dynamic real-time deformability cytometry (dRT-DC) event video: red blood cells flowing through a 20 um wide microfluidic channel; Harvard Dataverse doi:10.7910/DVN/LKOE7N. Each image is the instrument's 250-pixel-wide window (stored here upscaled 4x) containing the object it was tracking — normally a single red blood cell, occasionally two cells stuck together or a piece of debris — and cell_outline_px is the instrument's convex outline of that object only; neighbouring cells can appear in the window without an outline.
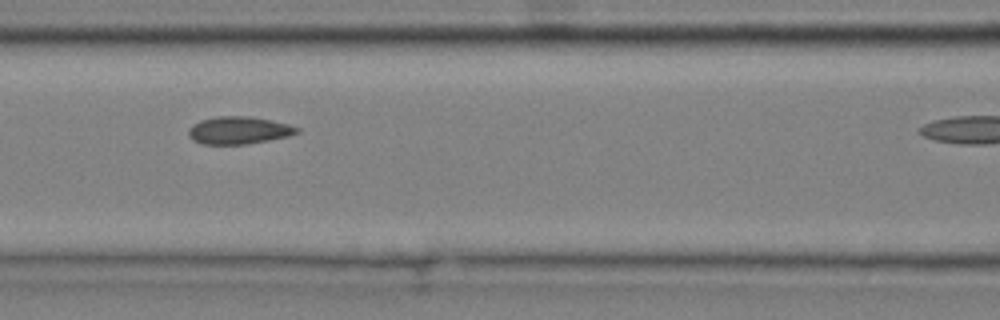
{"species": "common noctule bat (a hibernating species)", "species_latin": "Nyctalus noctula", "temperature_condition": "cold", "stored_images_in_passage": 7, "camera_frame_rate_fps": 3000, "um_per_image_px": 0.085, "animal": {"sex": "male", "body_mass_g": 20.4}, "frame": {"image": 1, "passage_image": 6, "time_ms": 1.667, "image_size_px": [1000, 320], "cell_outline_px": [[300, 132], [288, 136], [268, 140], [244, 144], [200, 144], [192, 140], [188, 136], [188, 128], [192, 124], [200, 120], [216, 116], [248, 116], [272, 120], [288, 124], [300, 128]], "centroid_in_image_um": [20.26, 11.07], "position_along_channel_um": 146.3, "area_um2": 17.51}}